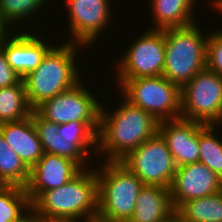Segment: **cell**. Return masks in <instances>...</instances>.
<instances>
[{"instance_id":"cell-22","label":"cell","mask_w":222,"mask_h":222,"mask_svg":"<svg viewBox=\"0 0 222 222\" xmlns=\"http://www.w3.org/2000/svg\"><path fill=\"white\" fill-rule=\"evenodd\" d=\"M176 211L191 222H222V190L183 202Z\"/></svg>"},{"instance_id":"cell-10","label":"cell","mask_w":222,"mask_h":222,"mask_svg":"<svg viewBox=\"0 0 222 222\" xmlns=\"http://www.w3.org/2000/svg\"><path fill=\"white\" fill-rule=\"evenodd\" d=\"M82 82L73 88L47 99L34 110L45 120L55 124L72 121L99 123L101 104Z\"/></svg>"},{"instance_id":"cell-31","label":"cell","mask_w":222,"mask_h":222,"mask_svg":"<svg viewBox=\"0 0 222 222\" xmlns=\"http://www.w3.org/2000/svg\"><path fill=\"white\" fill-rule=\"evenodd\" d=\"M164 222H191L183 218L176 210H174Z\"/></svg>"},{"instance_id":"cell-15","label":"cell","mask_w":222,"mask_h":222,"mask_svg":"<svg viewBox=\"0 0 222 222\" xmlns=\"http://www.w3.org/2000/svg\"><path fill=\"white\" fill-rule=\"evenodd\" d=\"M12 35L3 41L0 48L11 68L23 79L41 64L43 57L54 45L24 29L19 34Z\"/></svg>"},{"instance_id":"cell-16","label":"cell","mask_w":222,"mask_h":222,"mask_svg":"<svg viewBox=\"0 0 222 222\" xmlns=\"http://www.w3.org/2000/svg\"><path fill=\"white\" fill-rule=\"evenodd\" d=\"M0 133L8 146L31 169L42 157L44 150L31 116L18 122L0 124Z\"/></svg>"},{"instance_id":"cell-17","label":"cell","mask_w":222,"mask_h":222,"mask_svg":"<svg viewBox=\"0 0 222 222\" xmlns=\"http://www.w3.org/2000/svg\"><path fill=\"white\" fill-rule=\"evenodd\" d=\"M174 210L170 188L144 185L128 222H164Z\"/></svg>"},{"instance_id":"cell-3","label":"cell","mask_w":222,"mask_h":222,"mask_svg":"<svg viewBox=\"0 0 222 222\" xmlns=\"http://www.w3.org/2000/svg\"><path fill=\"white\" fill-rule=\"evenodd\" d=\"M84 46L71 42L54 45L43 57L41 64L22 79L28 104L33 110L45 100L73 88L82 81L79 68L76 67V52Z\"/></svg>"},{"instance_id":"cell-21","label":"cell","mask_w":222,"mask_h":222,"mask_svg":"<svg viewBox=\"0 0 222 222\" xmlns=\"http://www.w3.org/2000/svg\"><path fill=\"white\" fill-rule=\"evenodd\" d=\"M30 213L31 202L25 188L8 185L0 191V222H30Z\"/></svg>"},{"instance_id":"cell-12","label":"cell","mask_w":222,"mask_h":222,"mask_svg":"<svg viewBox=\"0 0 222 222\" xmlns=\"http://www.w3.org/2000/svg\"><path fill=\"white\" fill-rule=\"evenodd\" d=\"M222 190V178L200 162L177 167L170 187L173 208L183 202L202 198Z\"/></svg>"},{"instance_id":"cell-30","label":"cell","mask_w":222,"mask_h":222,"mask_svg":"<svg viewBox=\"0 0 222 222\" xmlns=\"http://www.w3.org/2000/svg\"><path fill=\"white\" fill-rule=\"evenodd\" d=\"M7 27L10 28V25L2 18L0 14V45L3 43L4 40L7 39L6 37L10 35V29L7 30Z\"/></svg>"},{"instance_id":"cell-33","label":"cell","mask_w":222,"mask_h":222,"mask_svg":"<svg viewBox=\"0 0 222 222\" xmlns=\"http://www.w3.org/2000/svg\"><path fill=\"white\" fill-rule=\"evenodd\" d=\"M6 186H8L4 180L0 177V191L3 190Z\"/></svg>"},{"instance_id":"cell-28","label":"cell","mask_w":222,"mask_h":222,"mask_svg":"<svg viewBox=\"0 0 222 222\" xmlns=\"http://www.w3.org/2000/svg\"><path fill=\"white\" fill-rule=\"evenodd\" d=\"M22 78L11 68L4 51L0 48V88L17 84Z\"/></svg>"},{"instance_id":"cell-9","label":"cell","mask_w":222,"mask_h":222,"mask_svg":"<svg viewBox=\"0 0 222 222\" xmlns=\"http://www.w3.org/2000/svg\"><path fill=\"white\" fill-rule=\"evenodd\" d=\"M126 50L117 65L118 79L161 76L165 62V31L148 29Z\"/></svg>"},{"instance_id":"cell-20","label":"cell","mask_w":222,"mask_h":222,"mask_svg":"<svg viewBox=\"0 0 222 222\" xmlns=\"http://www.w3.org/2000/svg\"><path fill=\"white\" fill-rule=\"evenodd\" d=\"M32 110L22 79L15 85L0 88V124L26 119Z\"/></svg>"},{"instance_id":"cell-23","label":"cell","mask_w":222,"mask_h":222,"mask_svg":"<svg viewBox=\"0 0 222 222\" xmlns=\"http://www.w3.org/2000/svg\"><path fill=\"white\" fill-rule=\"evenodd\" d=\"M0 177L7 185L25 188L29 182L30 169L8 146L0 133Z\"/></svg>"},{"instance_id":"cell-29","label":"cell","mask_w":222,"mask_h":222,"mask_svg":"<svg viewBox=\"0 0 222 222\" xmlns=\"http://www.w3.org/2000/svg\"><path fill=\"white\" fill-rule=\"evenodd\" d=\"M30 222H80L71 218L41 217L30 213Z\"/></svg>"},{"instance_id":"cell-2","label":"cell","mask_w":222,"mask_h":222,"mask_svg":"<svg viewBox=\"0 0 222 222\" xmlns=\"http://www.w3.org/2000/svg\"><path fill=\"white\" fill-rule=\"evenodd\" d=\"M31 212L41 217L71 218L96 222L98 178L93 169H82L63 186L42 192L32 203Z\"/></svg>"},{"instance_id":"cell-24","label":"cell","mask_w":222,"mask_h":222,"mask_svg":"<svg viewBox=\"0 0 222 222\" xmlns=\"http://www.w3.org/2000/svg\"><path fill=\"white\" fill-rule=\"evenodd\" d=\"M217 126L199 122V162L222 178V140L216 137Z\"/></svg>"},{"instance_id":"cell-11","label":"cell","mask_w":222,"mask_h":222,"mask_svg":"<svg viewBox=\"0 0 222 222\" xmlns=\"http://www.w3.org/2000/svg\"><path fill=\"white\" fill-rule=\"evenodd\" d=\"M65 5L72 34L66 42L90 47L113 20L110 0H67Z\"/></svg>"},{"instance_id":"cell-5","label":"cell","mask_w":222,"mask_h":222,"mask_svg":"<svg viewBox=\"0 0 222 222\" xmlns=\"http://www.w3.org/2000/svg\"><path fill=\"white\" fill-rule=\"evenodd\" d=\"M199 24L165 29V62L162 75L182 88L206 68L207 36Z\"/></svg>"},{"instance_id":"cell-6","label":"cell","mask_w":222,"mask_h":222,"mask_svg":"<svg viewBox=\"0 0 222 222\" xmlns=\"http://www.w3.org/2000/svg\"><path fill=\"white\" fill-rule=\"evenodd\" d=\"M118 80L122 96L158 122L181 118V88L163 75Z\"/></svg>"},{"instance_id":"cell-18","label":"cell","mask_w":222,"mask_h":222,"mask_svg":"<svg viewBox=\"0 0 222 222\" xmlns=\"http://www.w3.org/2000/svg\"><path fill=\"white\" fill-rule=\"evenodd\" d=\"M30 116L44 152L68 158L74 161L81 169L88 167L86 162L89 157L74 143L69 142V140L58 134L59 124L43 119L35 110H32Z\"/></svg>"},{"instance_id":"cell-8","label":"cell","mask_w":222,"mask_h":222,"mask_svg":"<svg viewBox=\"0 0 222 222\" xmlns=\"http://www.w3.org/2000/svg\"><path fill=\"white\" fill-rule=\"evenodd\" d=\"M144 185L170 188L177 166L167 143L157 132L120 161Z\"/></svg>"},{"instance_id":"cell-19","label":"cell","mask_w":222,"mask_h":222,"mask_svg":"<svg viewBox=\"0 0 222 222\" xmlns=\"http://www.w3.org/2000/svg\"><path fill=\"white\" fill-rule=\"evenodd\" d=\"M150 3L155 21L149 29L182 28L196 23L193 12L195 0H150Z\"/></svg>"},{"instance_id":"cell-7","label":"cell","mask_w":222,"mask_h":222,"mask_svg":"<svg viewBox=\"0 0 222 222\" xmlns=\"http://www.w3.org/2000/svg\"><path fill=\"white\" fill-rule=\"evenodd\" d=\"M181 118L222 125V77L205 68L181 88Z\"/></svg>"},{"instance_id":"cell-27","label":"cell","mask_w":222,"mask_h":222,"mask_svg":"<svg viewBox=\"0 0 222 222\" xmlns=\"http://www.w3.org/2000/svg\"><path fill=\"white\" fill-rule=\"evenodd\" d=\"M206 68L222 77V29L208 34Z\"/></svg>"},{"instance_id":"cell-25","label":"cell","mask_w":222,"mask_h":222,"mask_svg":"<svg viewBox=\"0 0 222 222\" xmlns=\"http://www.w3.org/2000/svg\"><path fill=\"white\" fill-rule=\"evenodd\" d=\"M98 129L99 123L72 121L59 124L58 134L74 143L86 156H89L91 152L89 149L93 151L97 148Z\"/></svg>"},{"instance_id":"cell-26","label":"cell","mask_w":222,"mask_h":222,"mask_svg":"<svg viewBox=\"0 0 222 222\" xmlns=\"http://www.w3.org/2000/svg\"><path fill=\"white\" fill-rule=\"evenodd\" d=\"M46 2L49 0H0V14L9 25L15 26L18 21L20 23L34 15L32 13L39 12Z\"/></svg>"},{"instance_id":"cell-1","label":"cell","mask_w":222,"mask_h":222,"mask_svg":"<svg viewBox=\"0 0 222 222\" xmlns=\"http://www.w3.org/2000/svg\"><path fill=\"white\" fill-rule=\"evenodd\" d=\"M122 99L113 113L101 106L95 154L102 151L104 161H121L158 132L159 122L151 114Z\"/></svg>"},{"instance_id":"cell-4","label":"cell","mask_w":222,"mask_h":222,"mask_svg":"<svg viewBox=\"0 0 222 222\" xmlns=\"http://www.w3.org/2000/svg\"><path fill=\"white\" fill-rule=\"evenodd\" d=\"M100 164L102 165L96 169L98 178L96 222H128L144 184L120 161H103Z\"/></svg>"},{"instance_id":"cell-14","label":"cell","mask_w":222,"mask_h":222,"mask_svg":"<svg viewBox=\"0 0 222 222\" xmlns=\"http://www.w3.org/2000/svg\"><path fill=\"white\" fill-rule=\"evenodd\" d=\"M158 132L166 141L177 167L199 162V121L184 118L162 121Z\"/></svg>"},{"instance_id":"cell-13","label":"cell","mask_w":222,"mask_h":222,"mask_svg":"<svg viewBox=\"0 0 222 222\" xmlns=\"http://www.w3.org/2000/svg\"><path fill=\"white\" fill-rule=\"evenodd\" d=\"M82 169L72 160L44 152L30 169V178L25 187L32 203L42 192L63 186Z\"/></svg>"},{"instance_id":"cell-32","label":"cell","mask_w":222,"mask_h":222,"mask_svg":"<svg viewBox=\"0 0 222 222\" xmlns=\"http://www.w3.org/2000/svg\"><path fill=\"white\" fill-rule=\"evenodd\" d=\"M212 4H213L212 6H214L216 10L222 12V0H214Z\"/></svg>"}]
</instances>
